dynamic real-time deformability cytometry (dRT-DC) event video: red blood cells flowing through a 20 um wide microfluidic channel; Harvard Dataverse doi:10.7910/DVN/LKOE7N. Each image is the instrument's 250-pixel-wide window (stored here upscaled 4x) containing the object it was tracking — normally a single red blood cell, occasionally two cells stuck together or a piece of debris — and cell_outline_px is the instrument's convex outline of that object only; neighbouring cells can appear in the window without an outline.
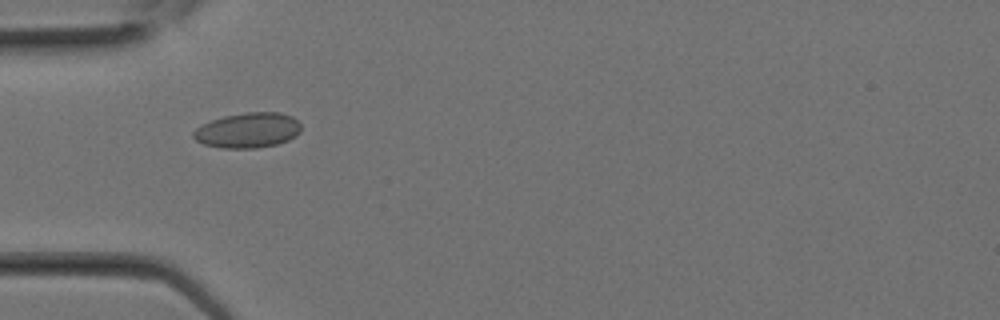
{"species": "Egyptian fruit bat (a non-hibernating species)", "species_latin": "Rousettus aegyptiacus", "temperature_condition": "room temperature", "stored_images_in_passage": 4, "camera_frame_rate_fps": 3000, "um_per_image_px": 0.085, "animal": {"sex": "female"}, "frame": {"image": 1, "passage_image": 1, "time_ms": 0.0, "image_size_px": [1000, 320], "cell_outline_px": [[300, 132], [296, 136], [288, 140], [276, 144], [256, 148], [220, 148], [204, 144], [196, 140], [192, 136], [192, 132], [196, 128], [212, 120], [224, 116], [244, 112], [280, 112], [292, 116], [300, 124]], "centroid_in_image_um": [21.07, 11.07], "position_along_channel_um": 63.9, "area_um2": 22.08}}
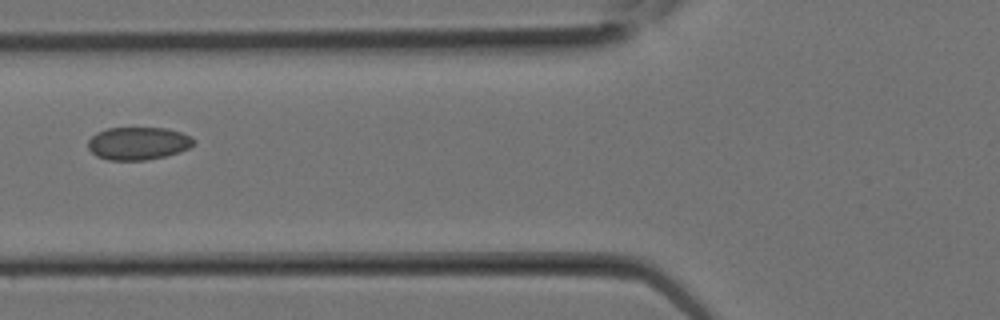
{"frame": {"image": 2, "passage_image": 3, "time_ms": 0.667, "image_size_px": [1000, 320], "cell_outline_px": [[196, 140], [188, 148], [180, 152], [164, 156], [144, 160], [108, 160], [96, 156], [88, 148], [88, 140], [96, 132], [108, 128], [168, 128], [180, 132]], "centroid_in_image_um": [11.71, 12.18], "position_along_channel_um": 114.1, "area_um2": 20.11}}